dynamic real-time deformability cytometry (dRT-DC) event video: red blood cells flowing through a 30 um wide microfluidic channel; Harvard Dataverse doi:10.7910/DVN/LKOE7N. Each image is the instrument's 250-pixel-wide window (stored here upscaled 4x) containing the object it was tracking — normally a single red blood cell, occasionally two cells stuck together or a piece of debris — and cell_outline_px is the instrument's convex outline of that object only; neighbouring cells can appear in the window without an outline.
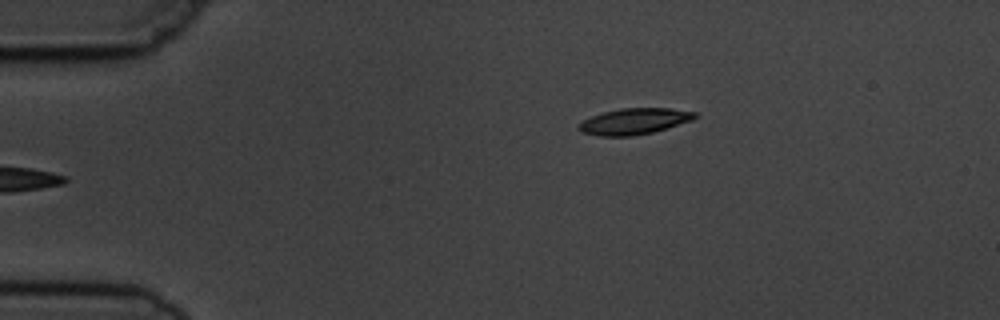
{"species": "common noctule bat (a hibernating species)", "species_latin": "Nyctalus noctula", "temperature_condition": "cold", "stored_images_in_passage": 5, "camera_frame_rate_fps": 3000, "um_per_image_px": 0.085, "animal": {"sex": "male", "body_mass_g": 19.5, "forearm_length_mm": 54.6}, "frame": {"image": 1, "passage_image": 5, "time_ms": 5.667, "image_size_px": [1000, 320], "cell_outline_px": [[700, 116], [692, 120], [652, 132], [632, 136], [600, 136], [580, 132], [576, 128], [584, 120], [592, 116], [604, 112], [620, 108], [668, 108], [696, 112]], "centroid_in_image_um": [53.91, 10.31], "position_along_channel_um": 31.1, "area_um2": 17.57}}